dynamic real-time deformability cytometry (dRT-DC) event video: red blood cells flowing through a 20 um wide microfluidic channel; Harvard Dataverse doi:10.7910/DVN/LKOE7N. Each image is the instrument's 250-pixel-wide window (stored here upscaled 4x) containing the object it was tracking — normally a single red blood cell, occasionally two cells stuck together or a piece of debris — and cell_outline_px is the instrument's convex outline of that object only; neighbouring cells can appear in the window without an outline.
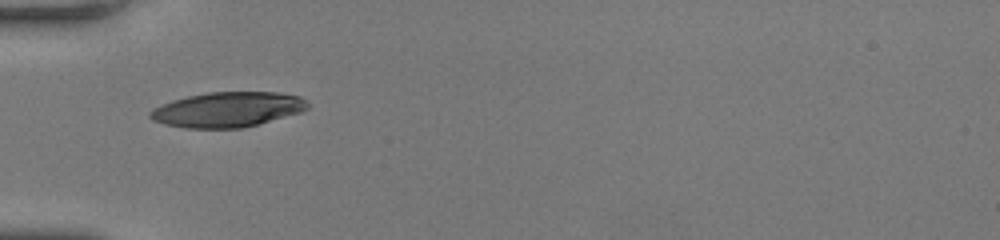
{"species": "human", "species_latin": "Homo sapiens", "temperature_condition": "room temperature", "stored_images_in_passage": 36, "camera_frame_rate_fps": 3000, "um_per_image_px": 0.085, "donor": {"sex": "female"}, "frame": {"image": 1, "passage_image": 1, "time_ms": 0.0, "image_size_px": [1000, 240], "cell_outline_px": [[308, 108], [300, 112], [244, 128], [184, 128], [164, 124], [152, 120], [148, 116], [148, 112], [152, 108], [172, 100], [188, 96], [208, 92], [280, 92], [300, 96], [308, 104]], "centroid_in_image_um": [19.3, 9.31], "position_along_channel_um": 65.7, "area_um2": 32.25}}
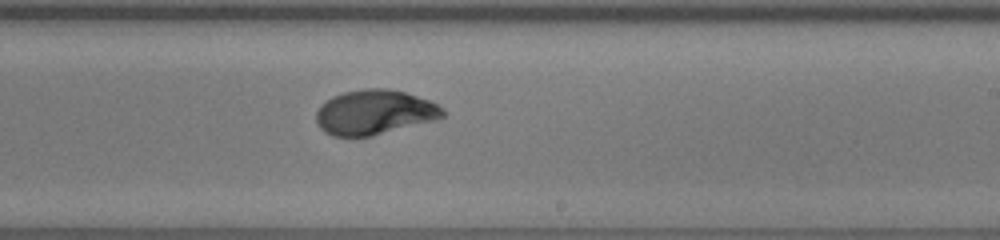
{"frame": {"image": 2, "passage_image": 16, "time_ms": 5.0, "image_size_px": [1000, 240], "cell_outline_px": [[448, 112], [444, 116], [436, 120], [372, 136], [332, 136], [324, 132], [320, 128], [316, 120], [316, 112], [320, 104], [332, 96], [344, 92], [364, 88], [388, 88], [404, 92], [428, 100], [444, 108]], "centroid_in_image_um": [31.83, 9.54], "position_along_channel_um": 257.2, "area_um2": 33.23}}
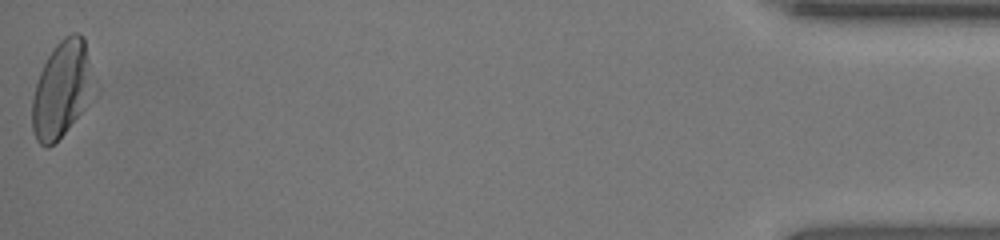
{"frame": {"image": 3, "passage_image": 36, "time_ms": 11.667, "image_size_px": [1000, 240], "cell_outline_px": [[96, 96], [64, 132], [48, 148], [44, 148], [36, 140], [32, 132], [32, 100], [36, 84], [40, 72], [48, 56], [56, 44], [64, 36], [72, 32], [80, 32], [84, 36], [96, 80]], "centroid_in_image_um": [5.32, 7.56], "position_along_channel_um": 429.9, "area_um2": 35.43}, "authors_computed_cell_mechanics": {"area_um2": 32.8304, "velocity_mm_per_s": 3.9087, "shape_relaxation_time_tau1_ms": 3.4594, "shape_relaxation_time_tau2_ms": 0.8529, "deformation_change_tau1": 0.1899, "deformation_change_tau2": 0.0457}}